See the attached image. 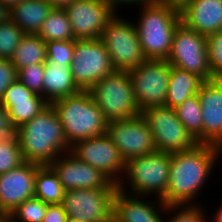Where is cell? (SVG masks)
<instances>
[{
	"instance_id": "obj_22",
	"label": "cell",
	"mask_w": 222,
	"mask_h": 222,
	"mask_svg": "<svg viewBox=\"0 0 222 222\" xmlns=\"http://www.w3.org/2000/svg\"><path fill=\"white\" fill-rule=\"evenodd\" d=\"M80 91L73 80L70 65H62L52 61L45 62L43 97L49 104Z\"/></svg>"
},
{
	"instance_id": "obj_7",
	"label": "cell",
	"mask_w": 222,
	"mask_h": 222,
	"mask_svg": "<svg viewBox=\"0 0 222 222\" xmlns=\"http://www.w3.org/2000/svg\"><path fill=\"white\" fill-rule=\"evenodd\" d=\"M115 14L103 29L100 40L110 55L115 70L129 71L142 64L146 57L139 42L134 22Z\"/></svg>"
},
{
	"instance_id": "obj_20",
	"label": "cell",
	"mask_w": 222,
	"mask_h": 222,
	"mask_svg": "<svg viewBox=\"0 0 222 222\" xmlns=\"http://www.w3.org/2000/svg\"><path fill=\"white\" fill-rule=\"evenodd\" d=\"M0 104L7 110L11 124L17 129L31 121L49 103L16 79L4 92Z\"/></svg>"
},
{
	"instance_id": "obj_19",
	"label": "cell",
	"mask_w": 222,
	"mask_h": 222,
	"mask_svg": "<svg viewBox=\"0 0 222 222\" xmlns=\"http://www.w3.org/2000/svg\"><path fill=\"white\" fill-rule=\"evenodd\" d=\"M198 96L202 109V144L222 148V81H204Z\"/></svg>"
},
{
	"instance_id": "obj_10",
	"label": "cell",
	"mask_w": 222,
	"mask_h": 222,
	"mask_svg": "<svg viewBox=\"0 0 222 222\" xmlns=\"http://www.w3.org/2000/svg\"><path fill=\"white\" fill-rule=\"evenodd\" d=\"M70 67L73 80L81 91H89L95 83L115 70L100 39L75 40Z\"/></svg>"
},
{
	"instance_id": "obj_36",
	"label": "cell",
	"mask_w": 222,
	"mask_h": 222,
	"mask_svg": "<svg viewBox=\"0 0 222 222\" xmlns=\"http://www.w3.org/2000/svg\"><path fill=\"white\" fill-rule=\"evenodd\" d=\"M17 79V71L10 59H0V100L8 86Z\"/></svg>"
},
{
	"instance_id": "obj_34",
	"label": "cell",
	"mask_w": 222,
	"mask_h": 222,
	"mask_svg": "<svg viewBox=\"0 0 222 222\" xmlns=\"http://www.w3.org/2000/svg\"><path fill=\"white\" fill-rule=\"evenodd\" d=\"M207 52L214 80L222 81V31L207 36Z\"/></svg>"
},
{
	"instance_id": "obj_8",
	"label": "cell",
	"mask_w": 222,
	"mask_h": 222,
	"mask_svg": "<svg viewBox=\"0 0 222 222\" xmlns=\"http://www.w3.org/2000/svg\"><path fill=\"white\" fill-rule=\"evenodd\" d=\"M141 114L152 132L156 151L176 153L192 149L198 144L178 119L175 108L153 106Z\"/></svg>"
},
{
	"instance_id": "obj_23",
	"label": "cell",
	"mask_w": 222,
	"mask_h": 222,
	"mask_svg": "<svg viewBox=\"0 0 222 222\" xmlns=\"http://www.w3.org/2000/svg\"><path fill=\"white\" fill-rule=\"evenodd\" d=\"M53 8L47 0H23L9 9V18L24 34H38Z\"/></svg>"
},
{
	"instance_id": "obj_26",
	"label": "cell",
	"mask_w": 222,
	"mask_h": 222,
	"mask_svg": "<svg viewBox=\"0 0 222 222\" xmlns=\"http://www.w3.org/2000/svg\"><path fill=\"white\" fill-rule=\"evenodd\" d=\"M16 71L37 63H45L47 51L45 42L37 34H25L10 59Z\"/></svg>"
},
{
	"instance_id": "obj_38",
	"label": "cell",
	"mask_w": 222,
	"mask_h": 222,
	"mask_svg": "<svg viewBox=\"0 0 222 222\" xmlns=\"http://www.w3.org/2000/svg\"><path fill=\"white\" fill-rule=\"evenodd\" d=\"M16 135V129L10 122L7 110L0 104V139H11Z\"/></svg>"
},
{
	"instance_id": "obj_44",
	"label": "cell",
	"mask_w": 222,
	"mask_h": 222,
	"mask_svg": "<svg viewBox=\"0 0 222 222\" xmlns=\"http://www.w3.org/2000/svg\"><path fill=\"white\" fill-rule=\"evenodd\" d=\"M8 9H10L13 5L18 4L23 0H0Z\"/></svg>"
},
{
	"instance_id": "obj_30",
	"label": "cell",
	"mask_w": 222,
	"mask_h": 222,
	"mask_svg": "<svg viewBox=\"0 0 222 222\" xmlns=\"http://www.w3.org/2000/svg\"><path fill=\"white\" fill-rule=\"evenodd\" d=\"M196 201L194 204L167 205L165 213L166 215L171 213L172 216L167 217L168 220L164 222H208L206 219L209 217L205 214L204 208L200 206L198 199Z\"/></svg>"
},
{
	"instance_id": "obj_42",
	"label": "cell",
	"mask_w": 222,
	"mask_h": 222,
	"mask_svg": "<svg viewBox=\"0 0 222 222\" xmlns=\"http://www.w3.org/2000/svg\"><path fill=\"white\" fill-rule=\"evenodd\" d=\"M47 1L51 3L54 7L63 8L64 6L72 3L75 0H47Z\"/></svg>"
},
{
	"instance_id": "obj_37",
	"label": "cell",
	"mask_w": 222,
	"mask_h": 222,
	"mask_svg": "<svg viewBox=\"0 0 222 222\" xmlns=\"http://www.w3.org/2000/svg\"><path fill=\"white\" fill-rule=\"evenodd\" d=\"M67 214L62 203L48 204L42 222H66Z\"/></svg>"
},
{
	"instance_id": "obj_27",
	"label": "cell",
	"mask_w": 222,
	"mask_h": 222,
	"mask_svg": "<svg viewBox=\"0 0 222 222\" xmlns=\"http://www.w3.org/2000/svg\"><path fill=\"white\" fill-rule=\"evenodd\" d=\"M37 35L44 42L75 40L70 20L65 10L60 7L52 9Z\"/></svg>"
},
{
	"instance_id": "obj_16",
	"label": "cell",
	"mask_w": 222,
	"mask_h": 222,
	"mask_svg": "<svg viewBox=\"0 0 222 222\" xmlns=\"http://www.w3.org/2000/svg\"><path fill=\"white\" fill-rule=\"evenodd\" d=\"M50 166L66 191L79 188H117L101 171L79 160L70 151L62 153Z\"/></svg>"
},
{
	"instance_id": "obj_46",
	"label": "cell",
	"mask_w": 222,
	"mask_h": 222,
	"mask_svg": "<svg viewBox=\"0 0 222 222\" xmlns=\"http://www.w3.org/2000/svg\"><path fill=\"white\" fill-rule=\"evenodd\" d=\"M66 222H85V221L77 219V218L68 217Z\"/></svg>"
},
{
	"instance_id": "obj_41",
	"label": "cell",
	"mask_w": 222,
	"mask_h": 222,
	"mask_svg": "<svg viewBox=\"0 0 222 222\" xmlns=\"http://www.w3.org/2000/svg\"><path fill=\"white\" fill-rule=\"evenodd\" d=\"M9 18V9L0 1V24Z\"/></svg>"
},
{
	"instance_id": "obj_28",
	"label": "cell",
	"mask_w": 222,
	"mask_h": 222,
	"mask_svg": "<svg viewBox=\"0 0 222 222\" xmlns=\"http://www.w3.org/2000/svg\"><path fill=\"white\" fill-rule=\"evenodd\" d=\"M175 110L178 119L184 124L188 132L198 143L202 144V109L198 93L187 98Z\"/></svg>"
},
{
	"instance_id": "obj_45",
	"label": "cell",
	"mask_w": 222,
	"mask_h": 222,
	"mask_svg": "<svg viewBox=\"0 0 222 222\" xmlns=\"http://www.w3.org/2000/svg\"><path fill=\"white\" fill-rule=\"evenodd\" d=\"M9 218V215L3 212H0V222H5Z\"/></svg>"
},
{
	"instance_id": "obj_11",
	"label": "cell",
	"mask_w": 222,
	"mask_h": 222,
	"mask_svg": "<svg viewBox=\"0 0 222 222\" xmlns=\"http://www.w3.org/2000/svg\"><path fill=\"white\" fill-rule=\"evenodd\" d=\"M171 65L167 60L146 59L129 70L137 105L142 112L148 107L164 106Z\"/></svg>"
},
{
	"instance_id": "obj_1",
	"label": "cell",
	"mask_w": 222,
	"mask_h": 222,
	"mask_svg": "<svg viewBox=\"0 0 222 222\" xmlns=\"http://www.w3.org/2000/svg\"><path fill=\"white\" fill-rule=\"evenodd\" d=\"M221 154V147L201 143L187 151L171 153L169 183L161 198L164 204H194Z\"/></svg>"
},
{
	"instance_id": "obj_15",
	"label": "cell",
	"mask_w": 222,
	"mask_h": 222,
	"mask_svg": "<svg viewBox=\"0 0 222 222\" xmlns=\"http://www.w3.org/2000/svg\"><path fill=\"white\" fill-rule=\"evenodd\" d=\"M63 9L75 40L99 39L107 22L116 14L103 0H75Z\"/></svg>"
},
{
	"instance_id": "obj_32",
	"label": "cell",
	"mask_w": 222,
	"mask_h": 222,
	"mask_svg": "<svg viewBox=\"0 0 222 222\" xmlns=\"http://www.w3.org/2000/svg\"><path fill=\"white\" fill-rule=\"evenodd\" d=\"M18 137L0 139V174L19 167L24 163Z\"/></svg>"
},
{
	"instance_id": "obj_2",
	"label": "cell",
	"mask_w": 222,
	"mask_h": 222,
	"mask_svg": "<svg viewBox=\"0 0 222 222\" xmlns=\"http://www.w3.org/2000/svg\"><path fill=\"white\" fill-rule=\"evenodd\" d=\"M16 135L26 162L50 165L62 153L70 151L63 126L51 104L17 128Z\"/></svg>"
},
{
	"instance_id": "obj_29",
	"label": "cell",
	"mask_w": 222,
	"mask_h": 222,
	"mask_svg": "<svg viewBox=\"0 0 222 222\" xmlns=\"http://www.w3.org/2000/svg\"><path fill=\"white\" fill-rule=\"evenodd\" d=\"M48 203L39 198L26 199L9 214L13 222H42Z\"/></svg>"
},
{
	"instance_id": "obj_25",
	"label": "cell",
	"mask_w": 222,
	"mask_h": 222,
	"mask_svg": "<svg viewBox=\"0 0 222 222\" xmlns=\"http://www.w3.org/2000/svg\"><path fill=\"white\" fill-rule=\"evenodd\" d=\"M66 190L50 165L37 164L34 197L48 203H62Z\"/></svg>"
},
{
	"instance_id": "obj_18",
	"label": "cell",
	"mask_w": 222,
	"mask_h": 222,
	"mask_svg": "<svg viewBox=\"0 0 222 222\" xmlns=\"http://www.w3.org/2000/svg\"><path fill=\"white\" fill-rule=\"evenodd\" d=\"M144 197L127 194L117 188L113 201V222H164L167 205L160 198L155 197L154 202L152 196L150 199Z\"/></svg>"
},
{
	"instance_id": "obj_33",
	"label": "cell",
	"mask_w": 222,
	"mask_h": 222,
	"mask_svg": "<svg viewBox=\"0 0 222 222\" xmlns=\"http://www.w3.org/2000/svg\"><path fill=\"white\" fill-rule=\"evenodd\" d=\"M45 63L26 66L17 71V79L30 91L43 97V76Z\"/></svg>"
},
{
	"instance_id": "obj_13",
	"label": "cell",
	"mask_w": 222,
	"mask_h": 222,
	"mask_svg": "<svg viewBox=\"0 0 222 222\" xmlns=\"http://www.w3.org/2000/svg\"><path fill=\"white\" fill-rule=\"evenodd\" d=\"M106 134L119 149L125 162L156 151L152 132L142 114L109 121Z\"/></svg>"
},
{
	"instance_id": "obj_40",
	"label": "cell",
	"mask_w": 222,
	"mask_h": 222,
	"mask_svg": "<svg viewBox=\"0 0 222 222\" xmlns=\"http://www.w3.org/2000/svg\"><path fill=\"white\" fill-rule=\"evenodd\" d=\"M192 0H152V2L171 7L179 12H181Z\"/></svg>"
},
{
	"instance_id": "obj_21",
	"label": "cell",
	"mask_w": 222,
	"mask_h": 222,
	"mask_svg": "<svg viewBox=\"0 0 222 222\" xmlns=\"http://www.w3.org/2000/svg\"><path fill=\"white\" fill-rule=\"evenodd\" d=\"M180 16L185 26L202 35L222 31V0H192Z\"/></svg>"
},
{
	"instance_id": "obj_17",
	"label": "cell",
	"mask_w": 222,
	"mask_h": 222,
	"mask_svg": "<svg viewBox=\"0 0 222 222\" xmlns=\"http://www.w3.org/2000/svg\"><path fill=\"white\" fill-rule=\"evenodd\" d=\"M37 164L24 162L0 174V212L10 214L26 199L34 197Z\"/></svg>"
},
{
	"instance_id": "obj_12",
	"label": "cell",
	"mask_w": 222,
	"mask_h": 222,
	"mask_svg": "<svg viewBox=\"0 0 222 222\" xmlns=\"http://www.w3.org/2000/svg\"><path fill=\"white\" fill-rule=\"evenodd\" d=\"M117 188H79L65 192L62 205L67 217L85 222H113Z\"/></svg>"
},
{
	"instance_id": "obj_5",
	"label": "cell",
	"mask_w": 222,
	"mask_h": 222,
	"mask_svg": "<svg viewBox=\"0 0 222 222\" xmlns=\"http://www.w3.org/2000/svg\"><path fill=\"white\" fill-rule=\"evenodd\" d=\"M170 164L171 153L160 151L131 159L125 164V172L117 188L127 194L145 198L155 195L161 199L168 187ZM127 187L131 190L127 191Z\"/></svg>"
},
{
	"instance_id": "obj_31",
	"label": "cell",
	"mask_w": 222,
	"mask_h": 222,
	"mask_svg": "<svg viewBox=\"0 0 222 222\" xmlns=\"http://www.w3.org/2000/svg\"><path fill=\"white\" fill-rule=\"evenodd\" d=\"M24 32L10 19L0 24V59H11Z\"/></svg>"
},
{
	"instance_id": "obj_24",
	"label": "cell",
	"mask_w": 222,
	"mask_h": 222,
	"mask_svg": "<svg viewBox=\"0 0 222 222\" xmlns=\"http://www.w3.org/2000/svg\"><path fill=\"white\" fill-rule=\"evenodd\" d=\"M204 80L195 73L171 66L164 106L176 108L187 98L197 94Z\"/></svg>"
},
{
	"instance_id": "obj_14",
	"label": "cell",
	"mask_w": 222,
	"mask_h": 222,
	"mask_svg": "<svg viewBox=\"0 0 222 222\" xmlns=\"http://www.w3.org/2000/svg\"><path fill=\"white\" fill-rule=\"evenodd\" d=\"M70 152L101 171L116 185L123 177L126 162L107 134L77 141Z\"/></svg>"
},
{
	"instance_id": "obj_39",
	"label": "cell",
	"mask_w": 222,
	"mask_h": 222,
	"mask_svg": "<svg viewBox=\"0 0 222 222\" xmlns=\"http://www.w3.org/2000/svg\"><path fill=\"white\" fill-rule=\"evenodd\" d=\"M106 2L110 8L116 13L118 11L117 8H120L119 6H124L126 5H132V7L135 5L136 8L140 7L142 5L150 3L152 0H103ZM139 5V6H138Z\"/></svg>"
},
{
	"instance_id": "obj_47",
	"label": "cell",
	"mask_w": 222,
	"mask_h": 222,
	"mask_svg": "<svg viewBox=\"0 0 222 222\" xmlns=\"http://www.w3.org/2000/svg\"><path fill=\"white\" fill-rule=\"evenodd\" d=\"M5 222H13L10 218H8Z\"/></svg>"
},
{
	"instance_id": "obj_35",
	"label": "cell",
	"mask_w": 222,
	"mask_h": 222,
	"mask_svg": "<svg viewBox=\"0 0 222 222\" xmlns=\"http://www.w3.org/2000/svg\"><path fill=\"white\" fill-rule=\"evenodd\" d=\"M47 60L62 65H71L74 54L75 40L47 41Z\"/></svg>"
},
{
	"instance_id": "obj_4",
	"label": "cell",
	"mask_w": 222,
	"mask_h": 222,
	"mask_svg": "<svg viewBox=\"0 0 222 222\" xmlns=\"http://www.w3.org/2000/svg\"><path fill=\"white\" fill-rule=\"evenodd\" d=\"M140 15L134 21L139 42L146 59L167 60L174 32L181 23L180 12L150 2L138 7Z\"/></svg>"
},
{
	"instance_id": "obj_3",
	"label": "cell",
	"mask_w": 222,
	"mask_h": 222,
	"mask_svg": "<svg viewBox=\"0 0 222 222\" xmlns=\"http://www.w3.org/2000/svg\"><path fill=\"white\" fill-rule=\"evenodd\" d=\"M51 105L60 119L70 148L77 141L106 134L108 121L90 91L57 99Z\"/></svg>"
},
{
	"instance_id": "obj_6",
	"label": "cell",
	"mask_w": 222,
	"mask_h": 222,
	"mask_svg": "<svg viewBox=\"0 0 222 222\" xmlns=\"http://www.w3.org/2000/svg\"><path fill=\"white\" fill-rule=\"evenodd\" d=\"M105 119H128L141 114L129 71L114 70L89 90Z\"/></svg>"
},
{
	"instance_id": "obj_43",
	"label": "cell",
	"mask_w": 222,
	"mask_h": 222,
	"mask_svg": "<svg viewBox=\"0 0 222 222\" xmlns=\"http://www.w3.org/2000/svg\"><path fill=\"white\" fill-rule=\"evenodd\" d=\"M218 207V210H216L215 213H213L214 217L211 218L212 219V222H222V202H221V205H219Z\"/></svg>"
},
{
	"instance_id": "obj_9",
	"label": "cell",
	"mask_w": 222,
	"mask_h": 222,
	"mask_svg": "<svg viewBox=\"0 0 222 222\" xmlns=\"http://www.w3.org/2000/svg\"><path fill=\"white\" fill-rule=\"evenodd\" d=\"M167 62L195 73L204 81L214 80L208 61L207 36L188 28L182 22L174 32Z\"/></svg>"
}]
</instances>
